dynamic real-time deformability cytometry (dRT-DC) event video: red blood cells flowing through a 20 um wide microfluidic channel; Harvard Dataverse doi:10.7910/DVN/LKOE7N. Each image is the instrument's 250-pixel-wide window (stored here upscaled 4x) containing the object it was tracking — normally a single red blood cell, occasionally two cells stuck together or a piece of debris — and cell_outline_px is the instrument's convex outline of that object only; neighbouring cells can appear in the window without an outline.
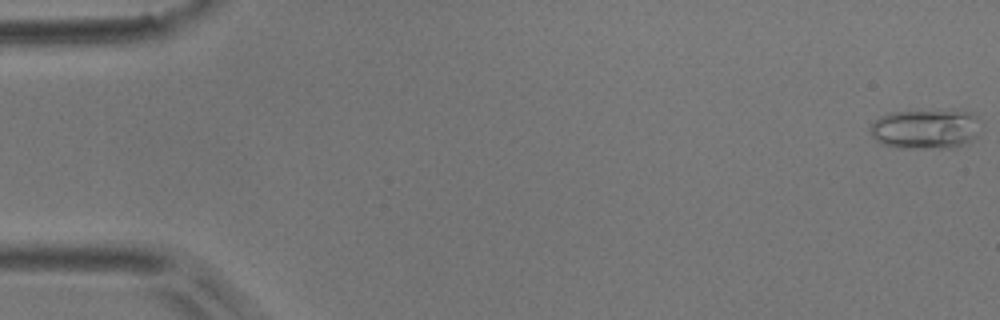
{"species": "common noctule bat (a hibernating species)", "species_latin": "Nyctalus noctula", "temperature_condition": "room temperature", "stored_images_in_passage": 6, "camera_frame_rate_fps": 3000, "um_per_image_px": 0.085, "animal": {"sex": "male", "body_mass_g": 17.9}, "frame": {"image": 1, "passage_image": 1, "time_ms": 0.0, "image_size_px": [1000, 320], "cell_outline_px": [[984, 124], [976, 136], [968, 144], [956, 148], [896, 148], [884, 144], [876, 140], [872, 136], [868, 128], [884, 112], [972, 112]], "centroid_in_image_um": [78.71, 11.0], "position_along_channel_um": 6.3, "area_um2": 25.78}}
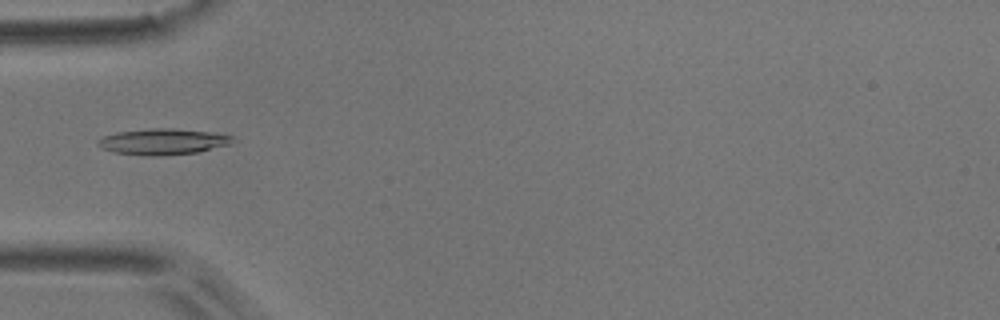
{"frame": {"image": 2, "passage_image": 6, "time_ms": 5.667, "image_size_px": [1000, 320], "cell_outline_px": [[236, 140], [232, 144], [200, 152], [160, 156], [144, 156], [116, 152], [104, 148], [96, 144], [96, 140], [104, 136], [116, 132], [152, 128], [172, 128], [208, 132], [232, 136]], "centroid_in_image_um": [13.87, 12.04], "position_along_channel_um": 71.1, "area_um2": 20.52}}